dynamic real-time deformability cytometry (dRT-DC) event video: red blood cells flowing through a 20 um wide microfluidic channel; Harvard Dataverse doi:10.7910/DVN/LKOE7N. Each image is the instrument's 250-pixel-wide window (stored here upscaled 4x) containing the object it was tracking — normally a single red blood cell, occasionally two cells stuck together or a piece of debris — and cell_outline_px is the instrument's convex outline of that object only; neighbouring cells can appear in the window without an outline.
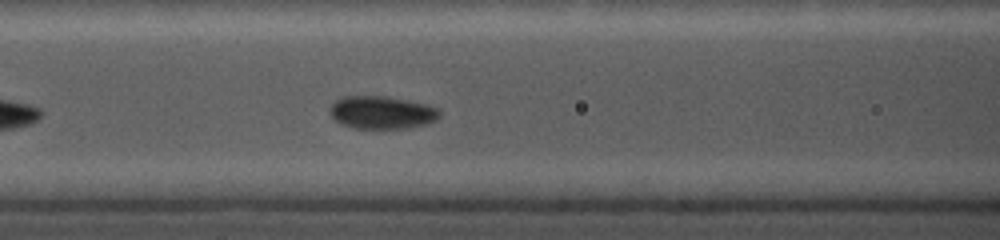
{"species": "common noctule bat (a hibernating species)", "species_latin": "Nyctalus noctula", "temperature_condition": "cold", "stored_images_in_passage": 29, "camera_frame_rate_fps": 5000, "um_per_image_px": 0.085, "animal": {"sex": "female", "body_mass_g": 19.0, "forearm_length_mm": 56.7}, "frame": {"image": 1, "passage_image": 20, "time_ms": 3.0, "image_size_px": [1000, 240], "cell_outline_px": [[440, 116], [436, 120], [428, 124], [408, 128], [352, 128], [340, 124], [328, 112], [328, 108], [340, 96], [388, 96], [428, 104], [440, 108]], "centroid_in_image_um": [32.47, 9.55], "position_along_channel_um": 134.1, "area_um2": 21.39}}
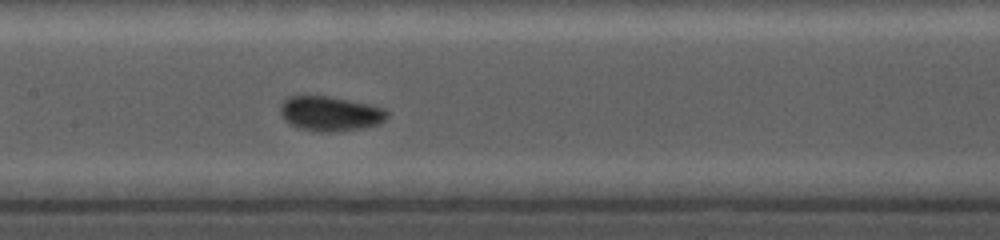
{"frame": {"image": 2, "passage_image": 28, "time_ms": 4.2, "image_size_px": [1000, 240], "cell_outline_px": [[388, 116], [380, 124], [364, 128], [332, 132], [312, 132], [300, 128], [284, 120], [280, 112], [280, 104], [288, 96], [332, 96], [368, 104], [384, 108], [388, 112]], "centroid_in_image_um": [28.07, 9.66], "position_along_channel_um": 179.3, "area_um2": 21.85}}